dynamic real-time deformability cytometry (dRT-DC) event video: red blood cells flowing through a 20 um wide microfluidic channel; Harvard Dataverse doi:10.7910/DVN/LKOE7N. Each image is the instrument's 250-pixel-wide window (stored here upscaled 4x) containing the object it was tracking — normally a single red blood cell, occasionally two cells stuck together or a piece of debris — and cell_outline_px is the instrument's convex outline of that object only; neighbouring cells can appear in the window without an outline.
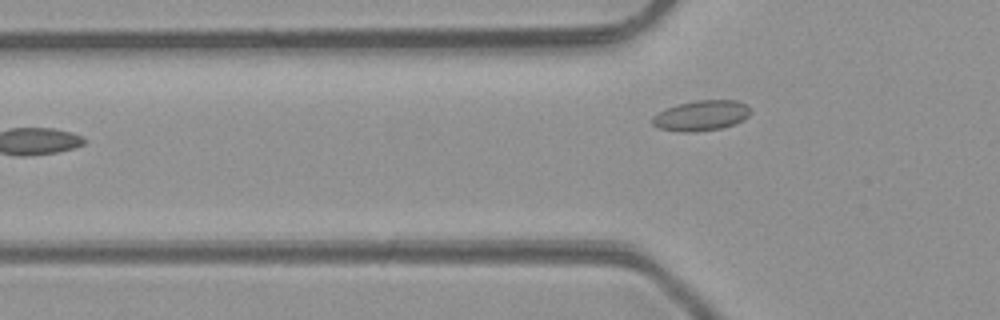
{"species": "common noctule bat (a hibernating species)", "species_latin": "Nyctalus noctula", "temperature_condition": "room temperature", "stored_images_in_passage": 4, "camera_frame_rate_fps": 3000, "um_per_image_px": 0.085, "animal": {"sex": "male", "body_mass_g": 23.1, "forearm_length_mm": 52.7}, "frame": {"image": 1, "passage_image": 4, "time_ms": 4.333, "image_size_px": [1000, 320], "cell_outline_px": [[752, 112], [744, 120], [720, 128], [692, 132], [684, 132], [656, 128], [652, 124], [652, 116], [656, 112], [676, 104], [696, 100], [736, 100], [744, 104]], "centroid_in_image_um": [59.55, 9.82], "position_along_channel_um": 66.3, "area_um2": 17.4}}